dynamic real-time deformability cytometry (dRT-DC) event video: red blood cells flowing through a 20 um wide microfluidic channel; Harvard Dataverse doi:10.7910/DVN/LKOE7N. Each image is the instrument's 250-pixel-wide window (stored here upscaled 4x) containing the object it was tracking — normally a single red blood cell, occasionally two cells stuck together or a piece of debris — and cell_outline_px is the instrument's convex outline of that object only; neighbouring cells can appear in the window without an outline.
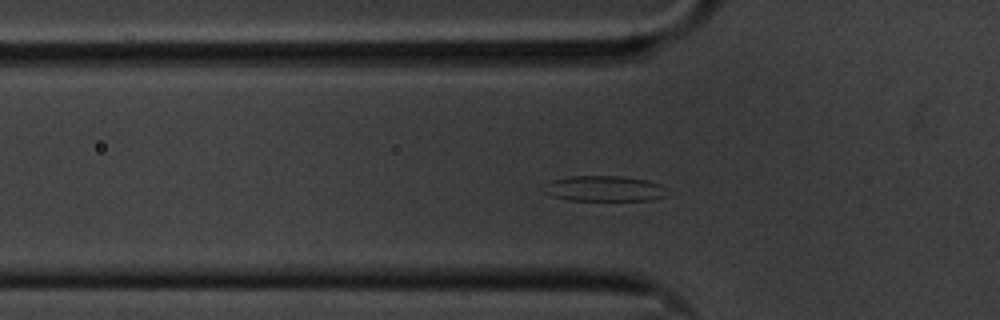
{"species": "common noctule bat (a hibernating species)", "species_latin": "Nyctalus noctula", "temperature_condition": "cold", "stored_images_in_passage": 52, "camera_frame_rate_fps": 3000, "um_per_image_px": 0.085, "animal": {"sex": "male", "body_mass_g": 20.1, "forearm_length_mm": 53.5}, "frame": {"image": 1, "passage_image": 15, "time_ms": 4.667, "image_size_px": [1000, 320], "cell_outline_px": [[664, 196], [648, 200], [568, 200], [544, 192], [544, 184], [552, 180], [568, 176], [620, 176], [648, 180], [660, 184]], "centroid_in_image_um": [51.29, 16.01], "position_along_channel_um": 74.5, "area_um2": 17.98}}
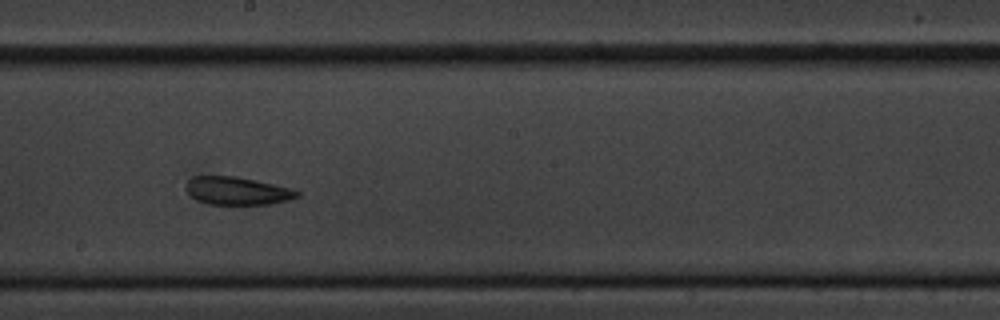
{"frame": {"image": 2, "passage_image": 29, "time_ms": 9.333, "image_size_px": [1000, 320], "cell_outline_px": [[300, 196], [288, 200], [268, 204], [208, 204], [196, 200], [184, 188], [188, 180], [192, 176], [236, 176], [296, 188], [300, 192]], "centroid_in_image_um": [20.2, 16.21], "position_along_channel_um": 228.0, "area_um2": 18.32}}
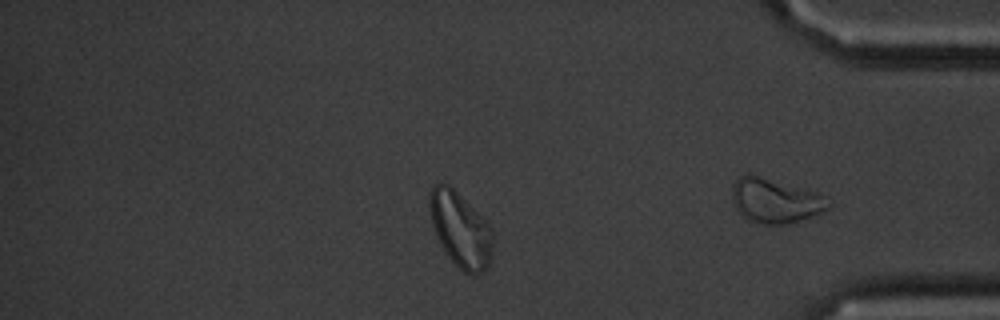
{"frame": {"image": 3, "passage_image": 42, "time_ms": 13.667, "image_size_px": [1000, 320], "cell_outline_px": [[492, 248], [488, 264], [480, 272], [464, 272], [448, 256], [440, 244], [436, 236], [432, 224], [428, 208], [428, 192], [432, 184], [448, 184], [492, 228]], "centroid_in_image_um": [39.07, 19.47], "position_along_channel_um": 396.1, "area_um2": 26.93}, "authors_computed_cell_mechanics": {"area_um2": 18.9584, "velocity_mm_per_s": 3.2842, "shape_relaxation_time_tau1_ms": 9.5845, "shape_relaxation_time_tau2_ms": 5.6951, "deformation_change_tau1": 0.1482, "deformation_change_tau2": 0.1215}}